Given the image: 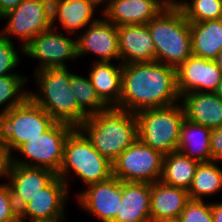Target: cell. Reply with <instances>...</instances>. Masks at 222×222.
Here are the masks:
<instances>
[{
	"label": "cell",
	"instance_id": "cell-1",
	"mask_svg": "<svg viewBox=\"0 0 222 222\" xmlns=\"http://www.w3.org/2000/svg\"><path fill=\"white\" fill-rule=\"evenodd\" d=\"M179 101L175 68L158 61L122 64L121 96L116 108L136 113Z\"/></svg>",
	"mask_w": 222,
	"mask_h": 222
},
{
	"label": "cell",
	"instance_id": "cell-2",
	"mask_svg": "<svg viewBox=\"0 0 222 222\" xmlns=\"http://www.w3.org/2000/svg\"><path fill=\"white\" fill-rule=\"evenodd\" d=\"M78 128L111 163L138 139L135 113L116 107L88 116Z\"/></svg>",
	"mask_w": 222,
	"mask_h": 222
},
{
	"label": "cell",
	"instance_id": "cell-3",
	"mask_svg": "<svg viewBox=\"0 0 222 222\" xmlns=\"http://www.w3.org/2000/svg\"><path fill=\"white\" fill-rule=\"evenodd\" d=\"M34 76L40 93L30 91L29 98L56 122L78 128L88 115L79 107L70 90L71 72L68 67L35 70Z\"/></svg>",
	"mask_w": 222,
	"mask_h": 222
},
{
	"label": "cell",
	"instance_id": "cell-4",
	"mask_svg": "<svg viewBox=\"0 0 222 222\" xmlns=\"http://www.w3.org/2000/svg\"><path fill=\"white\" fill-rule=\"evenodd\" d=\"M155 61L177 69L192 55L190 22L181 9L164 8L148 24Z\"/></svg>",
	"mask_w": 222,
	"mask_h": 222
},
{
	"label": "cell",
	"instance_id": "cell-5",
	"mask_svg": "<svg viewBox=\"0 0 222 222\" xmlns=\"http://www.w3.org/2000/svg\"><path fill=\"white\" fill-rule=\"evenodd\" d=\"M138 139L163 155L177 151L180 128L185 119L180 102L135 113Z\"/></svg>",
	"mask_w": 222,
	"mask_h": 222
},
{
	"label": "cell",
	"instance_id": "cell-6",
	"mask_svg": "<svg viewBox=\"0 0 222 222\" xmlns=\"http://www.w3.org/2000/svg\"><path fill=\"white\" fill-rule=\"evenodd\" d=\"M71 170L87 186L112 176V163L93 147L79 128H75L65 141L63 161L57 176L68 184Z\"/></svg>",
	"mask_w": 222,
	"mask_h": 222
},
{
	"label": "cell",
	"instance_id": "cell-7",
	"mask_svg": "<svg viewBox=\"0 0 222 222\" xmlns=\"http://www.w3.org/2000/svg\"><path fill=\"white\" fill-rule=\"evenodd\" d=\"M55 122L28 97L21 105L0 114V143L12 156L23 143L46 132Z\"/></svg>",
	"mask_w": 222,
	"mask_h": 222
},
{
	"label": "cell",
	"instance_id": "cell-8",
	"mask_svg": "<svg viewBox=\"0 0 222 222\" xmlns=\"http://www.w3.org/2000/svg\"><path fill=\"white\" fill-rule=\"evenodd\" d=\"M75 129L70 124L55 122L46 132L23 143L16 151L23 159L11 156V162L27 167L46 168L59 173L63 161L64 145Z\"/></svg>",
	"mask_w": 222,
	"mask_h": 222
},
{
	"label": "cell",
	"instance_id": "cell-9",
	"mask_svg": "<svg viewBox=\"0 0 222 222\" xmlns=\"http://www.w3.org/2000/svg\"><path fill=\"white\" fill-rule=\"evenodd\" d=\"M7 24L0 35L12 41L11 36L22 41L21 54L24 47L37 35L52 28L51 0H23L16 8L1 19Z\"/></svg>",
	"mask_w": 222,
	"mask_h": 222
},
{
	"label": "cell",
	"instance_id": "cell-10",
	"mask_svg": "<svg viewBox=\"0 0 222 222\" xmlns=\"http://www.w3.org/2000/svg\"><path fill=\"white\" fill-rule=\"evenodd\" d=\"M164 155L137 139L112 162V176L122 182L160 181Z\"/></svg>",
	"mask_w": 222,
	"mask_h": 222
},
{
	"label": "cell",
	"instance_id": "cell-11",
	"mask_svg": "<svg viewBox=\"0 0 222 222\" xmlns=\"http://www.w3.org/2000/svg\"><path fill=\"white\" fill-rule=\"evenodd\" d=\"M56 31L55 28L43 31L24 47L23 54L39 60L35 70L66 67L65 61L78 58L77 39Z\"/></svg>",
	"mask_w": 222,
	"mask_h": 222
},
{
	"label": "cell",
	"instance_id": "cell-12",
	"mask_svg": "<svg viewBox=\"0 0 222 222\" xmlns=\"http://www.w3.org/2000/svg\"><path fill=\"white\" fill-rule=\"evenodd\" d=\"M76 198L80 207L97 220L113 222L122 199V181L111 176L105 181L89 185Z\"/></svg>",
	"mask_w": 222,
	"mask_h": 222
},
{
	"label": "cell",
	"instance_id": "cell-13",
	"mask_svg": "<svg viewBox=\"0 0 222 222\" xmlns=\"http://www.w3.org/2000/svg\"><path fill=\"white\" fill-rule=\"evenodd\" d=\"M83 34L77 36L78 58L86 54H94L96 62L120 60L117 26L105 19H99L87 26ZM81 35V36H80Z\"/></svg>",
	"mask_w": 222,
	"mask_h": 222
},
{
	"label": "cell",
	"instance_id": "cell-14",
	"mask_svg": "<svg viewBox=\"0 0 222 222\" xmlns=\"http://www.w3.org/2000/svg\"><path fill=\"white\" fill-rule=\"evenodd\" d=\"M177 89L180 97L191 92L214 93L222 72L214 60L191 55L176 69Z\"/></svg>",
	"mask_w": 222,
	"mask_h": 222
},
{
	"label": "cell",
	"instance_id": "cell-15",
	"mask_svg": "<svg viewBox=\"0 0 222 222\" xmlns=\"http://www.w3.org/2000/svg\"><path fill=\"white\" fill-rule=\"evenodd\" d=\"M69 186L57 176L19 209V218L65 219Z\"/></svg>",
	"mask_w": 222,
	"mask_h": 222
},
{
	"label": "cell",
	"instance_id": "cell-16",
	"mask_svg": "<svg viewBox=\"0 0 222 222\" xmlns=\"http://www.w3.org/2000/svg\"><path fill=\"white\" fill-rule=\"evenodd\" d=\"M57 174L46 168L27 167L10 163L7 182L11 188L13 200L19 210L43 188L48 186Z\"/></svg>",
	"mask_w": 222,
	"mask_h": 222
},
{
	"label": "cell",
	"instance_id": "cell-17",
	"mask_svg": "<svg viewBox=\"0 0 222 222\" xmlns=\"http://www.w3.org/2000/svg\"><path fill=\"white\" fill-rule=\"evenodd\" d=\"M117 32L120 63L155 61V44L146 24L118 26Z\"/></svg>",
	"mask_w": 222,
	"mask_h": 222
},
{
	"label": "cell",
	"instance_id": "cell-18",
	"mask_svg": "<svg viewBox=\"0 0 222 222\" xmlns=\"http://www.w3.org/2000/svg\"><path fill=\"white\" fill-rule=\"evenodd\" d=\"M164 7L159 0H113L101 10L114 25L148 24Z\"/></svg>",
	"mask_w": 222,
	"mask_h": 222
},
{
	"label": "cell",
	"instance_id": "cell-19",
	"mask_svg": "<svg viewBox=\"0 0 222 222\" xmlns=\"http://www.w3.org/2000/svg\"><path fill=\"white\" fill-rule=\"evenodd\" d=\"M97 6L96 0H51L52 28H58L56 21L71 35L87 28L98 20L93 18Z\"/></svg>",
	"mask_w": 222,
	"mask_h": 222
},
{
	"label": "cell",
	"instance_id": "cell-20",
	"mask_svg": "<svg viewBox=\"0 0 222 222\" xmlns=\"http://www.w3.org/2000/svg\"><path fill=\"white\" fill-rule=\"evenodd\" d=\"M185 118L211 129L222 126V100L210 92H191L180 97Z\"/></svg>",
	"mask_w": 222,
	"mask_h": 222
},
{
	"label": "cell",
	"instance_id": "cell-21",
	"mask_svg": "<svg viewBox=\"0 0 222 222\" xmlns=\"http://www.w3.org/2000/svg\"><path fill=\"white\" fill-rule=\"evenodd\" d=\"M113 222H151L150 183L122 182V199Z\"/></svg>",
	"mask_w": 222,
	"mask_h": 222
},
{
	"label": "cell",
	"instance_id": "cell-22",
	"mask_svg": "<svg viewBox=\"0 0 222 222\" xmlns=\"http://www.w3.org/2000/svg\"><path fill=\"white\" fill-rule=\"evenodd\" d=\"M189 201V193L185 189L169 186L161 181L150 184L151 221L180 217Z\"/></svg>",
	"mask_w": 222,
	"mask_h": 222
},
{
	"label": "cell",
	"instance_id": "cell-23",
	"mask_svg": "<svg viewBox=\"0 0 222 222\" xmlns=\"http://www.w3.org/2000/svg\"><path fill=\"white\" fill-rule=\"evenodd\" d=\"M88 77L100 99L108 106L115 107L121 96L122 63L96 62L90 66Z\"/></svg>",
	"mask_w": 222,
	"mask_h": 222
},
{
	"label": "cell",
	"instance_id": "cell-24",
	"mask_svg": "<svg viewBox=\"0 0 222 222\" xmlns=\"http://www.w3.org/2000/svg\"><path fill=\"white\" fill-rule=\"evenodd\" d=\"M192 55L215 60L222 50V19L190 22Z\"/></svg>",
	"mask_w": 222,
	"mask_h": 222
},
{
	"label": "cell",
	"instance_id": "cell-25",
	"mask_svg": "<svg viewBox=\"0 0 222 222\" xmlns=\"http://www.w3.org/2000/svg\"><path fill=\"white\" fill-rule=\"evenodd\" d=\"M211 132V128L185 118L180 128L177 151L199 163L211 161Z\"/></svg>",
	"mask_w": 222,
	"mask_h": 222
},
{
	"label": "cell",
	"instance_id": "cell-26",
	"mask_svg": "<svg viewBox=\"0 0 222 222\" xmlns=\"http://www.w3.org/2000/svg\"><path fill=\"white\" fill-rule=\"evenodd\" d=\"M199 162L179 151L164 155L160 181L169 186L189 190Z\"/></svg>",
	"mask_w": 222,
	"mask_h": 222
},
{
	"label": "cell",
	"instance_id": "cell-27",
	"mask_svg": "<svg viewBox=\"0 0 222 222\" xmlns=\"http://www.w3.org/2000/svg\"><path fill=\"white\" fill-rule=\"evenodd\" d=\"M218 161L200 162L188 190L190 200H204L222 189V169Z\"/></svg>",
	"mask_w": 222,
	"mask_h": 222
},
{
	"label": "cell",
	"instance_id": "cell-28",
	"mask_svg": "<svg viewBox=\"0 0 222 222\" xmlns=\"http://www.w3.org/2000/svg\"><path fill=\"white\" fill-rule=\"evenodd\" d=\"M69 86L79 107L88 116L98 114L108 108L97 95L89 77L79 76L71 72Z\"/></svg>",
	"mask_w": 222,
	"mask_h": 222
},
{
	"label": "cell",
	"instance_id": "cell-29",
	"mask_svg": "<svg viewBox=\"0 0 222 222\" xmlns=\"http://www.w3.org/2000/svg\"><path fill=\"white\" fill-rule=\"evenodd\" d=\"M27 81L28 78L21 75L0 77V106L5 105L0 114L21 105L29 97V91L23 89Z\"/></svg>",
	"mask_w": 222,
	"mask_h": 222
},
{
	"label": "cell",
	"instance_id": "cell-30",
	"mask_svg": "<svg viewBox=\"0 0 222 222\" xmlns=\"http://www.w3.org/2000/svg\"><path fill=\"white\" fill-rule=\"evenodd\" d=\"M180 9L189 22L222 19V0H191Z\"/></svg>",
	"mask_w": 222,
	"mask_h": 222
},
{
	"label": "cell",
	"instance_id": "cell-31",
	"mask_svg": "<svg viewBox=\"0 0 222 222\" xmlns=\"http://www.w3.org/2000/svg\"><path fill=\"white\" fill-rule=\"evenodd\" d=\"M20 55L14 46L13 41L0 35V77L8 75H19L13 72L19 66Z\"/></svg>",
	"mask_w": 222,
	"mask_h": 222
},
{
	"label": "cell",
	"instance_id": "cell-32",
	"mask_svg": "<svg viewBox=\"0 0 222 222\" xmlns=\"http://www.w3.org/2000/svg\"><path fill=\"white\" fill-rule=\"evenodd\" d=\"M181 222H213L212 203L190 200L180 214Z\"/></svg>",
	"mask_w": 222,
	"mask_h": 222
},
{
	"label": "cell",
	"instance_id": "cell-33",
	"mask_svg": "<svg viewBox=\"0 0 222 222\" xmlns=\"http://www.w3.org/2000/svg\"><path fill=\"white\" fill-rule=\"evenodd\" d=\"M19 218V210L13 200L7 182L0 184V222H13Z\"/></svg>",
	"mask_w": 222,
	"mask_h": 222
},
{
	"label": "cell",
	"instance_id": "cell-34",
	"mask_svg": "<svg viewBox=\"0 0 222 222\" xmlns=\"http://www.w3.org/2000/svg\"><path fill=\"white\" fill-rule=\"evenodd\" d=\"M211 161L222 162V126L213 128L210 137Z\"/></svg>",
	"mask_w": 222,
	"mask_h": 222
},
{
	"label": "cell",
	"instance_id": "cell-35",
	"mask_svg": "<svg viewBox=\"0 0 222 222\" xmlns=\"http://www.w3.org/2000/svg\"><path fill=\"white\" fill-rule=\"evenodd\" d=\"M11 163V155L7 150V147L0 143V177L6 178L8 175V169Z\"/></svg>",
	"mask_w": 222,
	"mask_h": 222
},
{
	"label": "cell",
	"instance_id": "cell-36",
	"mask_svg": "<svg viewBox=\"0 0 222 222\" xmlns=\"http://www.w3.org/2000/svg\"><path fill=\"white\" fill-rule=\"evenodd\" d=\"M23 0H0V18L12 11Z\"/></svg>",
	"mask_w": 222,
	"mask_h": 222
},
{
	"label": "cell",
	"instance_id": "cell-37",
	"mask_svg": "<svg viewBox=\"0 0 222 222\" xmlns=\"http://www.w3.org/2000/svg\"><path fill=\"white\" fill-rule=\"evenodd\" d=\"M213 222H222V202L212 203Z\"/></svg>",
	"mask_w": 222,
	"mask_h": 222
},
{
	"label": "cell",
	"instance_id": "cell-38",
	"mask_svg": "<svg viewBox=\"0 0 222 222\" xmlns=\"http://www.w3.org/2000/svg\"><path fill=\"white\" fill-rule=\"evenodd\" d=\"M180 1V2H179ZM187 1L182 0H163V7L168 9H180Z\"/></svg>",
	"mask_w": 222,
	"mask_h": 222
},
{
	"label": "cell",
	"instance_id": "cell-39",
	"mask_svg": "<svg viewBox=\"0 0 222 222\" xmlns=\"http://www.w3.org/2000/svg\"><path fill=\"white\" fill-rule=\"evenodd\" d=\"M65 221L66 219H43V218H29L28 222H61ZM27 222V220H26Z\"/></svg>",
	"mask_w": 222,
	"mask_h": 222
},
{
	"label": "cell",
	"instance_id": "cell-40",
	"mask_svg": "<svg viewBox=\"0 0 222 222\" xmlns=\"http://www.w3.org/2000/svg\"><path fill=\"white\" fill-rule=\"evenodd\" d=\"M214 61L216 62L217 67L222 72V50L217 54V57Z\"/></svg>",
	"mask_w": 222,
	"mask_h": 222
},
{
	"label": "cell",
	"instance_id": "cell-41",
	"mask_svg": "<svg viewBox=\"0 0 222 222\" xmlns=\"http://www.w3.org/2000/svg\"><path fill=\"white\" fill-rule=\"evenodd\" d=\"M151 222H181L180 217H174V218H166V219H161V220H156V221H151Z\"/></svg>",
	"mask_w": 222,
	"mask_h": 222
},
{
	"label": "cell",
	"instance_id": "cell-42",
	"mask_svg": "<svg viewBox=\"0 0 222 222\" xmlns=\"http://www.w3.org/2000/svg\"><path fill=\"white\" fill-rule=\"evenodd\" d=\"M222 100V78L218 84L216 91L214 92Z\"/></svg>",
	"mask_w": 222,
	"mask_h": 222
},
{
	"label": "cell",
	"instance_id": "cell-43",
	"mask_svg": "<svg viewBox=\"0 0 222 222\" xmlns=\"http://www.w3.org/2000/svg\"><path fill=\"white\" fill-rule=\"evenodd\" d=\"M111 1H113V0H102L99 4L101 6H103L102 4H104V3H106L108 5Z\"/></svg>",
	"mask_w": 222,
	"mask_h": 222
},
{
	"label": "cell",
	"instance_id": "cell-44",
	"mask_svg": "<svg viewBox=\"0 0 222 222\" xmlns=\"http://www.w3.org/2000/svg\"><path fill=\"white\" fill-rule=\"evenodd\" d=\"M13 222H25V219L18 218L17 220H15Z\"/></svg>",
	"mask_w": 222,
	"mask_h": 222
},
{
	"label": "cell",
	"instance_id": "cell-45",
	"mask_svg": "<svg viewBox=\"0 0 222 222\" xmlns=\"http://www.w3.org/2000/svg\"><path fill=\"white\" fill-rule=\"evenodd\" d=\"M159 3L163 6V0H159Z\"/></svg>",
	"mask_w": 222,
	"mask_h": 222
}]
</instances>
